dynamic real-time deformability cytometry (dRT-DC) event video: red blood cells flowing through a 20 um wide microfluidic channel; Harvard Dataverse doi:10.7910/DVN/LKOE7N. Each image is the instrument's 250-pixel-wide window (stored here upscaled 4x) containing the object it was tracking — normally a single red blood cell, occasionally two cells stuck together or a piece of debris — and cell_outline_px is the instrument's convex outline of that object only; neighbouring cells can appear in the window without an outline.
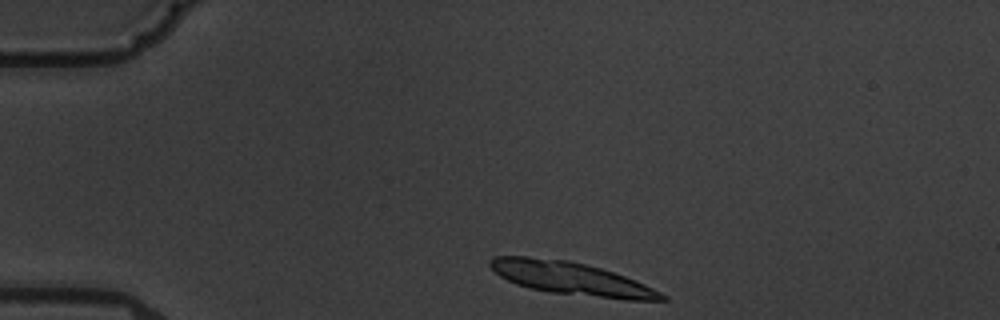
{"species": "common noctule bat (a hibernating species)", "species_latin": "Nyctalus noctula", "temperature_condition": "warm", "stored_images_in_passage": 3, "camera_frame_rate_fps": 3000, "um_per_image_px": 0.085, "animal": {"sex": "male", "body_mass_g": 19.5, "forearm_length_mm": 54.6}, "frame": {"image": 1, "passage_image": 1, "time_ms": 0.0, "image_size_px": [1000, 320], "cell_outline_px": [[668, 300], [624, 300], [548, 292], [528, 288], [516, 284], [500, 276], [488, 264], [488, 260], [492, 256], [524, 256], [568, 260], [600, 268], [624, 276], [644, 284], [668, 296]], "centroid_in_image_um": [48.53, 23.68], "position_along_channel_um": 36.5, "area_um2": 32.77}}